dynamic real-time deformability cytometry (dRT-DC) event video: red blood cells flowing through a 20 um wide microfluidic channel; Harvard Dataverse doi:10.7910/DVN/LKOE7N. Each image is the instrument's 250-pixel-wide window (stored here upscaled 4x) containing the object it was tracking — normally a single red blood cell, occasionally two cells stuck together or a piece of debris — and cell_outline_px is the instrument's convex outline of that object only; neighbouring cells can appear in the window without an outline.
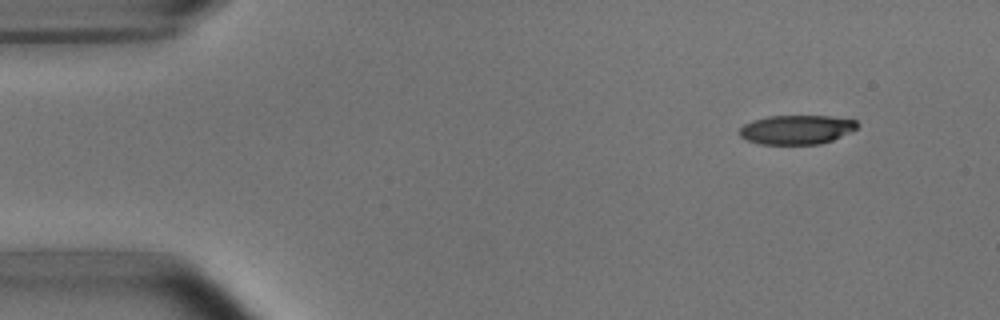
{"species": "common noctule bat (a hibernating species)", "species_latin": "Nyctalus noctula", "temperature_condition": "room temperature", "stored_images_in_passage": 4, "segment_of_instrument_passage": [2, 2], "camera_frame_rate_fps": 3000, "um_per_image_px": 0.085, "animal": {"sex": "male", "body_mass_g": 15.6}, "frame": {"image": 1, "passage_image": 4, "time_ms": 4.333, "image_size_px": [1000, 320], "cell_outline_px": [[860, 124], [856, 128], [832, 140], [820, 144], [760, 144], [748, 140], [740, 136], [740, 128], [744, 124], [752, 120], [768, 116], [832, 116], [856, 120]], "centroid_in_image_um": [67.7, 11.01], "position_along_channel_um": 17.3, "area_um2": 19.94}}